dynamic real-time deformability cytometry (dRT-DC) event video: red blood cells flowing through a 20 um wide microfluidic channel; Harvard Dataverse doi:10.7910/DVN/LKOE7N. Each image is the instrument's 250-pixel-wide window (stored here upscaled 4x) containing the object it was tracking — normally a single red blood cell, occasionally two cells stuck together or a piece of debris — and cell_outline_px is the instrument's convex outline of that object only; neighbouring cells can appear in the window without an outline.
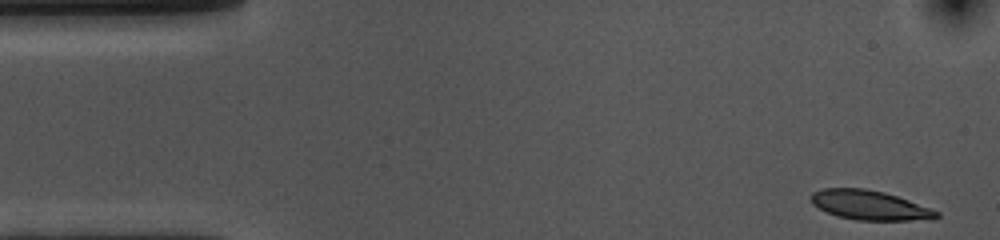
{"species": "common noctule bat (a hibernating species)", "species_latin": "Nyctalus noctula", "temperature_condition": "cold", "stored_images_in_passage": 53, "camera_frame_rate_fps": 3000, "um_per_image_px": 0.085, "animal": {"sex": "female", "body_mass_g": 10.0, "forearm_length_mm": 53.1}, "frame": {"image": 1, "passage_image": 1, "time_ms": 0.0, "image_size_px": [1000, 240], "cell_outline_px": [[940, 216], [936, 220], [856, 220], [836, 216], [812, 204], [812, 192], [824, 188], [864, 188], [884, 192], [908, 200], [940, 212]], "centroid_in_image_um": [73.96, 17.45], "position_along_channel_um": 11.0, "area_um2": 21.5}}
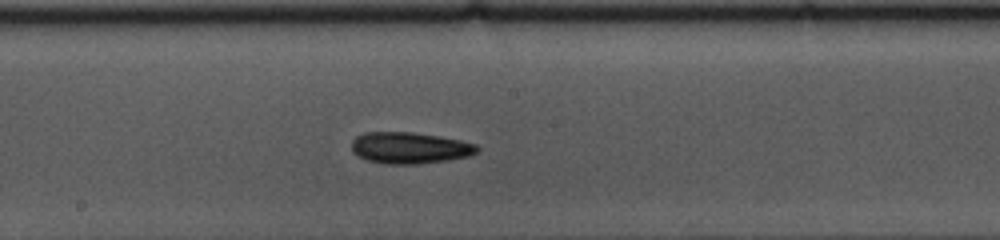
{"frame": {"image": 2, "passage_image": 26, "time_ms": 8.333, "image_size_px": [1000, 240], "cell_outline_px": [[480, 148], [476, 152], [468, 156], [448, 160], [416, 164], [384, 164], [368, 160], [356, 156], [352, 152], [352, 140], [356, 136], [364, 132], [412, 132], [440, 136], [460, 140], [476, 144]], "centroid_in_image_um": [34.8, 12.57], "position_along_channel_um": 213.4, "area_um2": 23.12}}
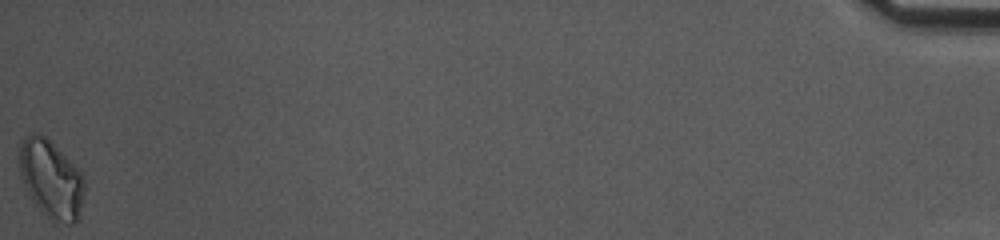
{"frame": {"image": 3, "passage_image": 53, "time_ms": 17.333, "image_size_px": [1000, 240], "cell_outline_px": [[84, 200], [76, 224], [68, 224], [48, 220], [40, 212], [32, 200], [20, 176], [20, 144], [24, 136], [32, 132], [36, 132], [44, 136], [80, 172], [84, 180]], "centroid_in_image_um": [4.34, 15.29], "position_along_channel_um": 430.9, "area_um2": 29.48}, "authors_computed_cell_mechanics": {"area_um2": 22.1374, "velocity_mm_per_s": 3.585, "shape_relaxation_time_tau1_ms": 8.6535, "shape_relaxation_time_tau2_ms": null, "deformation_change_tau1": 0.1482, "deformation_change_tau2": null}}